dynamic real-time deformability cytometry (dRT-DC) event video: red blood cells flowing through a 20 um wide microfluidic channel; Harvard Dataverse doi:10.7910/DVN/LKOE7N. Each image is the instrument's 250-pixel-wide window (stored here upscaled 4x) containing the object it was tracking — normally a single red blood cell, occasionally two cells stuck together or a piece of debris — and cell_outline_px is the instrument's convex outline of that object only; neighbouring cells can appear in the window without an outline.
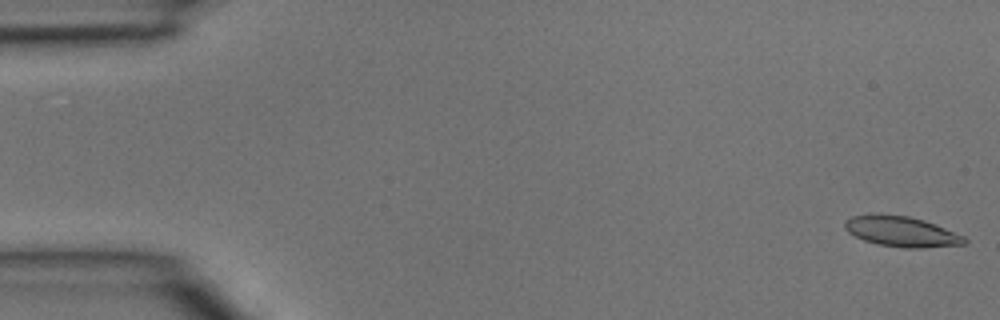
{"species": "common noctule bat (a hibernating species)", "species_latin": "Nyctalus noctula", "temperature_condition": "room temperature", "stored_images_in_passage": 4, "camera_frame_rate_fps": 3000, "um_per_image_px": 0.085, "animal": {"sex": "male", "body_mass_g": 15.6}, "frame": {"image": 1, "passage_image": 1, "time_ms": 0.0, "image_size_px": [1000, 320], "cell_outline_px": [[968, 240], [964, 244], [924, 248], [904, 248], [880, 244], [864, 240], [848, 232], [844, 228], [844, 220], [852, 216], [868, 212], [880, 212], [908, 216], [924, 220], [936, 224], [964, 236]], "centroid_in_image_um": [76.58, 19.64], "position_along_channel_um": 8.4, "area_um2": 21.62}}
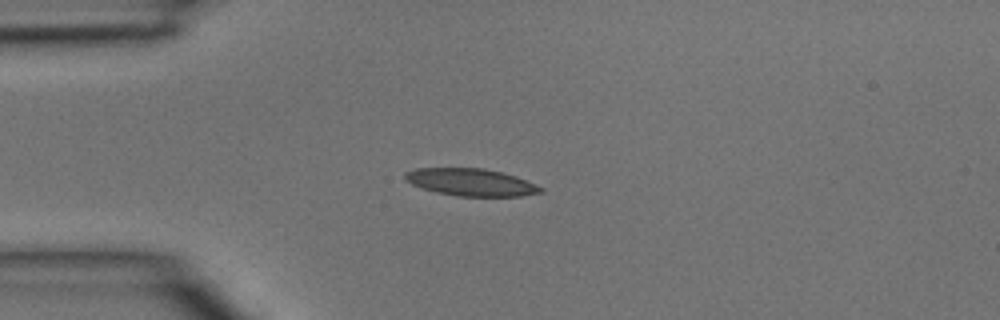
{"frame": {"image": 2, "passage_image": 4, "time_ms": 1.0, "image_size_px": [1000, 320], "cell_outline_px": [[544, 192], [520, 196], [456, 196], [436, 192], [412, 184], [404, 180], [404, 172], [416, 168], [484, 168], [516, 176], [536, 184], [544, 188]], "centroid_in_image_um": [40.03, 15.49], "position_along_channel_um": 45.0, "area_um2": 21.62}}